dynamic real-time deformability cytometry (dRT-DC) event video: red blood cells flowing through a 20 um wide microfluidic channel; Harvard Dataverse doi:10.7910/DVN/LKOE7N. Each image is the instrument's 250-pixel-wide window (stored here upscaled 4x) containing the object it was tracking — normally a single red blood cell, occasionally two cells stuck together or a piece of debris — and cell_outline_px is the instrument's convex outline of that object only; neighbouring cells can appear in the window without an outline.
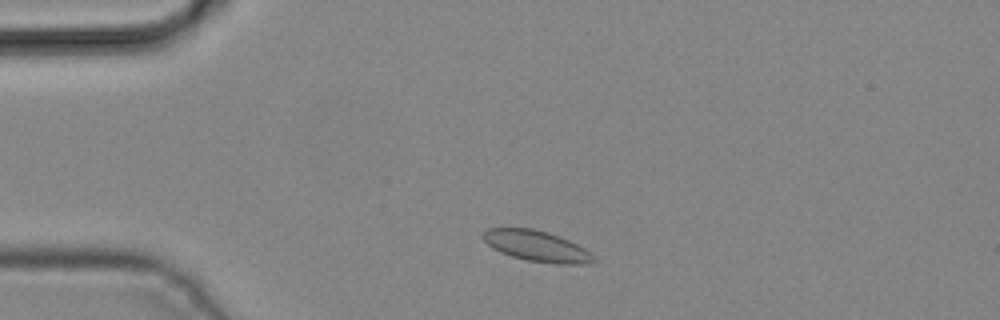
{"species": "common noctule bat (a hibernating species)", "species_latin": "Nyctalus noctula", "temperature_condition": "cold", "stored_images_in_passage": 2, "camera_frame_rate_fps": 3000, "um_per_image_px": 0.085, "animal": {"sex": "male", "body_mass_g": 19.2, "forearm_length_mm": 51.8}, "frame": {"image": 1, "passage_image": 1, "time_ms": 0.0, "image_size_px": [1000, 320], "cell_outline_px": [[596, 260], [588, 264], [556, 264], [524, 260], [500, 252], [492, 248], [480, 236], [488, 228], [532, 228], [548, 232], [568, 240], [592, 252]], "centroid_in_image_um": [45.62, 20.92], "position_along_channel_um": 39.4, "area_um2": 19.94}}